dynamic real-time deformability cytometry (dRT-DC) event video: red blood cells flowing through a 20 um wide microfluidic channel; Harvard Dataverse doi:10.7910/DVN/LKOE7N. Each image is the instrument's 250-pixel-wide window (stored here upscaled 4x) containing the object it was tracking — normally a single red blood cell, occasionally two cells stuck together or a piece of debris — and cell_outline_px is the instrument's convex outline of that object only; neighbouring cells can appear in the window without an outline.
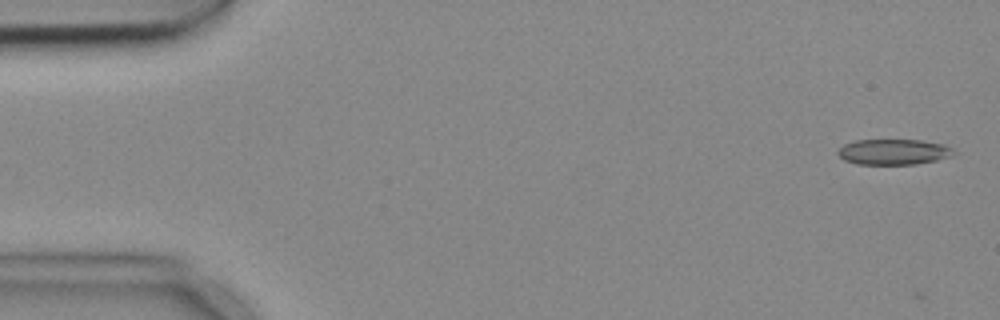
{"species": "common noctule bat (a hibernating species)", "species_latin": "Nyctalus noctula", "temperature_condition": "cold", "stored_images_in_passage": 6, "camera_frame_rate_fps": 3000, "um_per_image_px": 0.085, "animal": {"sex": "female", "body_mass_g": 18.4}, "frame": {"image": 1, "passage_image": 1, "time_ms": 0.0, "image_size_px": [1000, 320], "cell_outline_px": [[960, 152], [952, 156], [936, 160], [916, 164], [856, 164], [844, 160], [836, 152], [844, 144], [852, 140], [920, 140], [944, 144]], "centroid_in_image_um": [75.99, 12.9], "position_along_channel_um": 9.0, "area_um2": 17.46}}
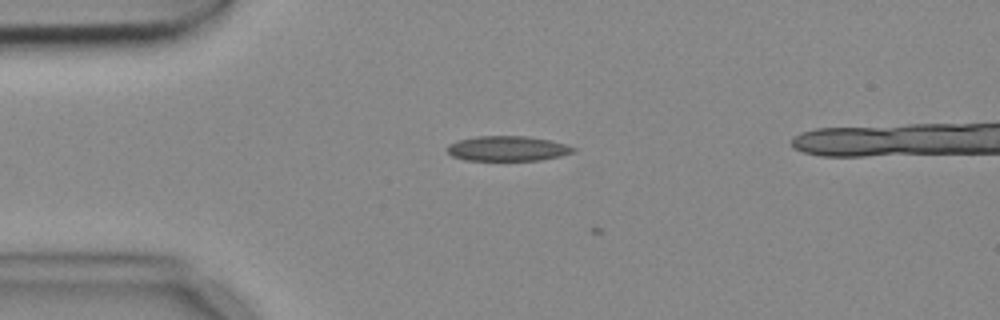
{"frame": {"image": 2, "passage_image": 4, "time_ms": 1.0, "image_size_px": [1000, 320], "cell_outline_px": [[576, 152], [560, 156], [540, 160], [464, 160], [452, 156], [444, 148], [448, 144], [460, 140], [476, 136], [528, 136], [548, 140], [564, 144], [576, 148]], "centroid_in_image_um": [43.12, 12.62], "position_along_channel_um": 41.9, "area_um2": 18.38}}